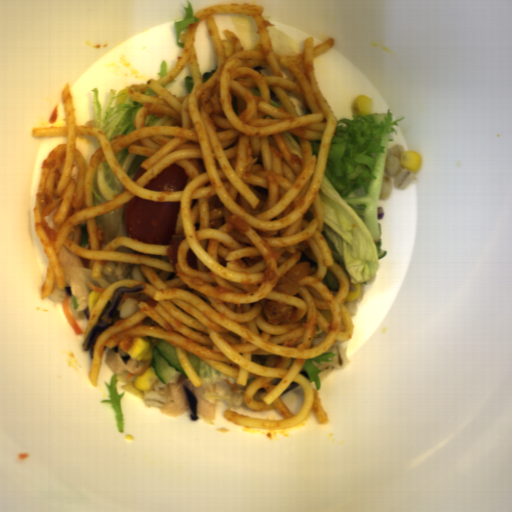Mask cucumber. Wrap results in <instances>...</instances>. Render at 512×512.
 <instances>
[{
  "instance_id": "cucumber-1",
  "label": "cucumber",
  "mask_w": 512,
  "mask_h": 512,
  "mask_svg": "<svg viewBox=\"0 0 512 512\" xmlns=\"http://www.w3.org/2000/svg\"><path fill=\"white\" fill-rule=\"evenodd\" d=\"M151 362L156 377L163 383H175L180 375L187 377L177 355L176 348L170 342L160 339L155 344Z\"/></svg>"
},
{
  "instance_id": "cucumber-2",
  "label": "cucumber",
  "mask_w": 512,
  "mask_h": 512,
  "mask_svg": "<svg viewBox=\"0 0 512 512\" xmlns=\"http://www.w3.org/2000/svg\"><path fill=\"white\" fill-rule=\"evenodd\" d=\"M325 279H326L328 288L333 289V290L340 289L338 280L336 279V277L333 275V273L330 271L329 268L327 269V271L325 273Z\"/></svg>"
},
{
  "instance_id": "cucumber-3",
  "label": "cucumber",
  "mask_w": 512,
  "mask_h": 512,
  "mask_svg": "<svg viewBox=\"0 0 512 512\" xmlns=\"http://www.w3.org/2000/svg\"><path fill=\"white\" fill-rule=\"evenodd\" d=\"M185 354L193 368V370L195 371V373L197 374V376L199 377L200 376V358H198L197 356H195L194 354L192 353H189L187 351H185Z\"/></svg>"
},
{
  "instance_id": "cucumber-4",
  "label": "cucumber",
  "mask_w": 512,
  "mask_h": 512,
  "mask_svg": "<svg viewBox=\"0 0 512 512\" xmlns=\"http://www.w3.org/2000/svg\"><path fill=\"white\" fill-rule=\"evenodd\" d=\"M382 244L383 242L381 240L379 243H376L378 261L387 257V252L386 250L382 249Z\"/></svg>"
}]
</instances>
